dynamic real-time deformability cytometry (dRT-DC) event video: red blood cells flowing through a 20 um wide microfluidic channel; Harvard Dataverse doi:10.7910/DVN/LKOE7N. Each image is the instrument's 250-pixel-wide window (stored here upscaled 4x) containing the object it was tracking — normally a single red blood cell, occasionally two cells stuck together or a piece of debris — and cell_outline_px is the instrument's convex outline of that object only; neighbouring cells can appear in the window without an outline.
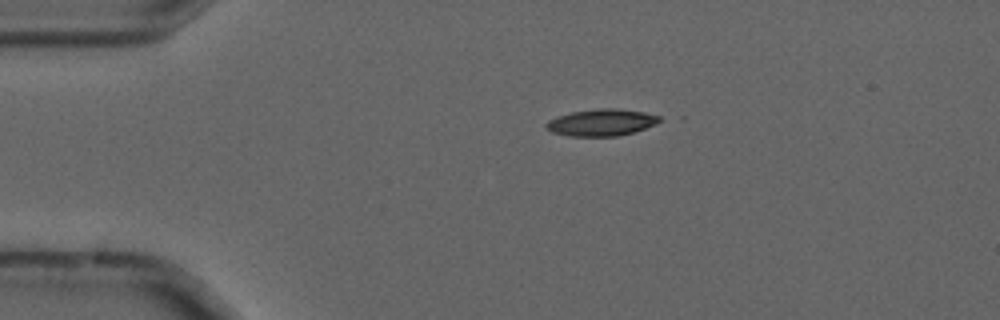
{"species": "common noctule bat (a hibernating species)", "species_latin": "Nyctalus noctula", "temperature_condition": "cold", "stored_images_in_passage": 45, "camera_frame_rate_fps": 3000, "um_per_image_px": 0.085, "animal": {"sex": "male", "forearm_length_mm": 52.5}, "frame": {"image": 1, "passage_image": 1, "time_ms": 0.0, "image_size_px": [1000, 320], "cell_outline_px": [[660, 120], [656, 124], [632, 132], [616, 136], [568, 136], [552, 132], [544, 124], [548, 120], [572, 112], [600, 108], [616, 108], [644, 112], [660, 116]], "centroid_in_image_um": [51.12, 10.41], "position_along_channel_um": 33.9, "area_um2": 17.46}}
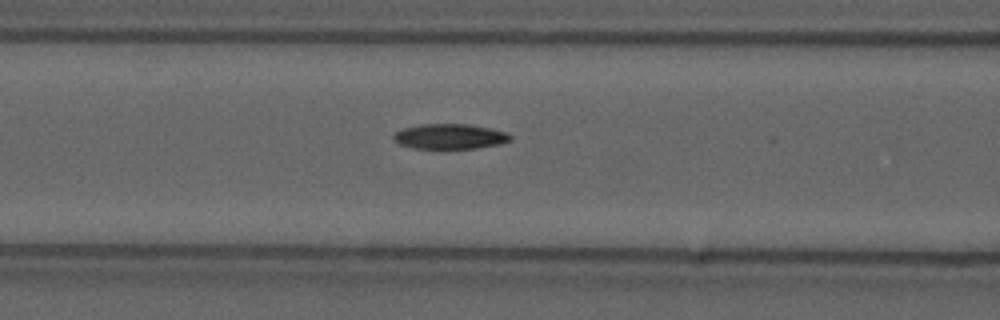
{"frame": {"image": 2, "passage_image": 12, "time_ms": 3.667, "image_size_px": [1000, 320], "cell_outline_px": [[512, 140], [500, 144], [476, 148], [412, 148], [400, 144], [392, 140], [392, 136], [396, 132], [404, 128], [420, 124], [468, 124], [492, 128], [508, 132], [512, 136]], "centroid_in_image_um": [38.27, 11.59], "position_along_channel_um": 128.3, "area_um2": 17.22}}
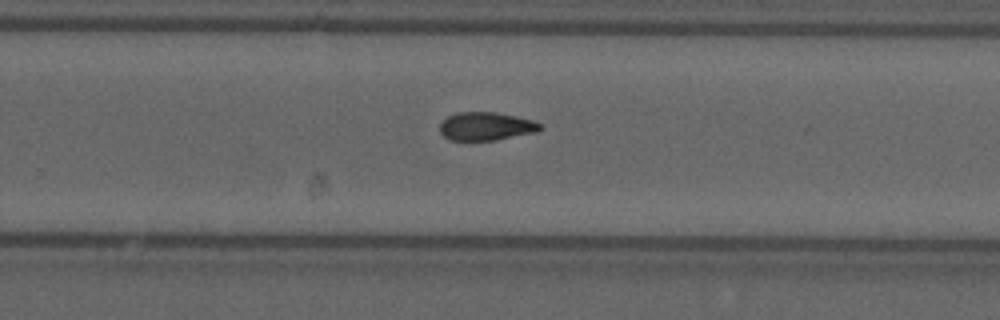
{"frame": {"image": 3, "passage_image": 25, "time_ms": 8.0, "image_size_px": [1000, 320], "cell_outline_px": [[544, 128], [536, 132], [496, 140], [448, 140], [440, 132], [440, 124], [448, 116], [460, 112], [496, 112], [516, 116], [532, 120], [540, 124]], "centroid_in_image_um": [41.32, 10.74], "position_along_channel_um": 288.5, "area_um2": 16.47}, "authors_computed_cell_mechanics": {"area_um2": 16.9932, "velocity_mm_per_s": 3.6978, "shape_relaxation_time_tau1_ms": 9.3055, "shape_relaxation_time_tau2_ms": 10.0859, "deformation_change_tau1": 0.2251, "deformation_change_tau2": 0.1831}}